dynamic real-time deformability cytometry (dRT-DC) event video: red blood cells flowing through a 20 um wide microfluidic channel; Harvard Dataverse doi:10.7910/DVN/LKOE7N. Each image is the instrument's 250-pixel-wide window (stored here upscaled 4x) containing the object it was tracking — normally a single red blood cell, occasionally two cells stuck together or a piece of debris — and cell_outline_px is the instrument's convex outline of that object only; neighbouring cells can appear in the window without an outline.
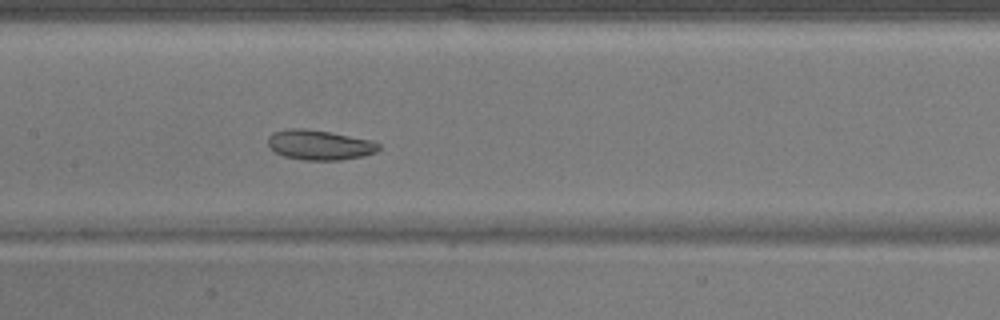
{"species": "common noctule bat (a hibernating species)", "species_latin": "Nyctalus noctula", "temperature_condition": "warm", "stored_images_in_passage": 47, "camera_frame_rate_fps": 3000, "um_per_image_px": 0.085, "animal": {"sex": "male", "body_mass_g": 17.9}, "frame": {"image": 1, "passage_image": 21, "time_ms": 6.667, "image_size_px": [1000, 320], "cell_outline_px": [[380, 148], [376, 152], [364, 156], [340, 160], [304, 160], [284, 156], [276, 152], [268, 144], [268, 136], [272, 132], [288, 128], [304, 128], [328, 132], [372, 140], [380, 144]], "centroid_in_image_um": [27.16, 12.32], "position_along_channel_um": 180.2, "area_um2": 19.31}}